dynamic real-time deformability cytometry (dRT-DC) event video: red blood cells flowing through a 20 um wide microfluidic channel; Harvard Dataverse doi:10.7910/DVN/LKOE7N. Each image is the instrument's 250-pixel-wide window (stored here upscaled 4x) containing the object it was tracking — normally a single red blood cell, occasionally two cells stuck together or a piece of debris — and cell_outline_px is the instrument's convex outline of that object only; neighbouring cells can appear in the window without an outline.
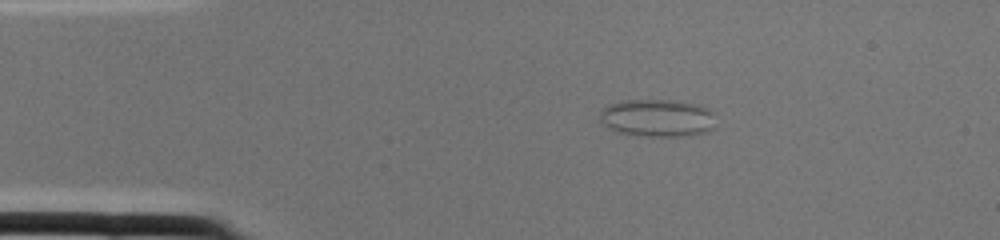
{"species": "common noctule bat (a hibernating species)", "species_latin": "Nyctalus noctula", "temperature_condition": "cold", "stored_images_in_passage": 1, "camera_frame_rate_fps": 3000, "um_per_image_px": 0.085, "animal": {"sex": "female", "body_mass_g": 22.0, "forearm_length_mm": 56.7}, "frame": {"image": 1, "passage_image": 1, "time_ms": 0.0, "image_size_px": [1000, 240], "cell_outline_px": [[716, 128], [708, 132], [688, 136], [648, 136], [616, 132], [608, 128], [600, 120], [600, 108], [624, 100], [668, 100], [696, 104], [708, 108], [712, 112]], "centroid_in_image_um": [55.89, 10.04], "position_along_channel_um": 29.1, "area_um2": 25.55}}